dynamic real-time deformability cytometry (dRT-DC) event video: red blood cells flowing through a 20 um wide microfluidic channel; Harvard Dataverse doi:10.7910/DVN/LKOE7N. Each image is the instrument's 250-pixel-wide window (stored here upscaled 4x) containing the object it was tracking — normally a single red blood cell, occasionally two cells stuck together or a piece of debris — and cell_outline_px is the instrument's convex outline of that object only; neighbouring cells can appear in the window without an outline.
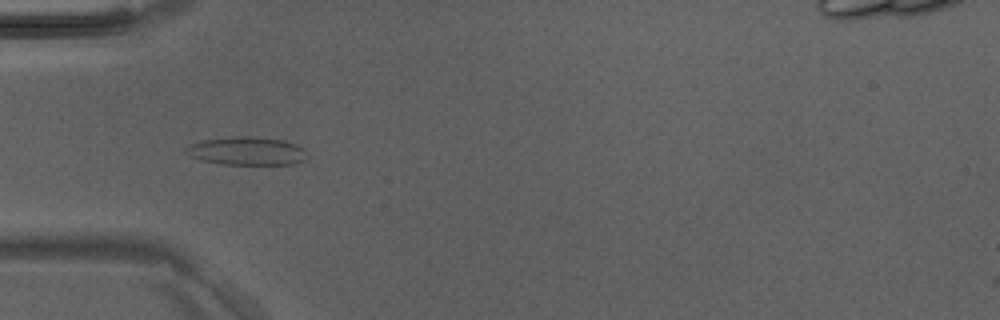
{"species": "Egyptian fruit bat (a non-hibernating species)", "species_latin": "Rousettus aegyptiacus", "temperature_condition": "room temperature", "stored_images_in_passage": 5, "camera_frame_rate_fps": 3000, "um_per_image_px": 0.085, "animal": {"sex": "male"}, "frame": {"image": 1, "passage_image": 5, "time_ms": 1.333, "image_size_px": [1000, 320], "cell_outline_px": [[308, 152], [304, 160], [292, 164], [220, 164], [200, 160], [188, 156], [184, 152], [184, 148], [192, 144], [204, 140], [232, 136], [252, 136], [284, 140], [296, 144], [304, 148]], "centroid_in_image_um": [20.97, 12.83], "position_along_channel_um": 64.0, "area_um2": 20.11}}